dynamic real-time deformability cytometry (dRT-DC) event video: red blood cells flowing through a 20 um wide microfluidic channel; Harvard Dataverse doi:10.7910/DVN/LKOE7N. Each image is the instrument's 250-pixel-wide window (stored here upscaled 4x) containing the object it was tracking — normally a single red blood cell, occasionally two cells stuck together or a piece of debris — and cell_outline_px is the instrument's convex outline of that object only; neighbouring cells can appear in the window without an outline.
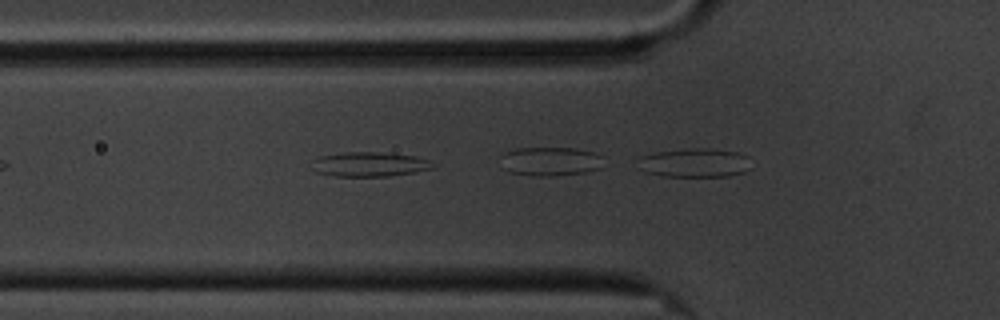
{"species": "common noctule bat (a hibernating species)", "species_latin": "Nyctalus noctula", "temperature_condition": "cold", "stored_images_in_passage": 4, "camera_frame_rate_fps": 3000, "um_per_image_px": 0.085, "animal": {"sex": "male", "body_mass_g": 20.1, "forearm_length_mm": 53.5}, "frame": {"image": 1, "passage_image": 2, "time_ms": 0.333, "image_size_px": [1000, 320], "cell_outline_px": [[436, 168], [416, 172], [388, 176], [336, 176], [316, 172], [312, 160], [320, 156], [344, 152], [376, 152], [416, 156], [428, 160]], "centroid_in_image_um": [31.43, 13.96], "position_along_channel_um": 94.4, "area_um2": 17.17}}